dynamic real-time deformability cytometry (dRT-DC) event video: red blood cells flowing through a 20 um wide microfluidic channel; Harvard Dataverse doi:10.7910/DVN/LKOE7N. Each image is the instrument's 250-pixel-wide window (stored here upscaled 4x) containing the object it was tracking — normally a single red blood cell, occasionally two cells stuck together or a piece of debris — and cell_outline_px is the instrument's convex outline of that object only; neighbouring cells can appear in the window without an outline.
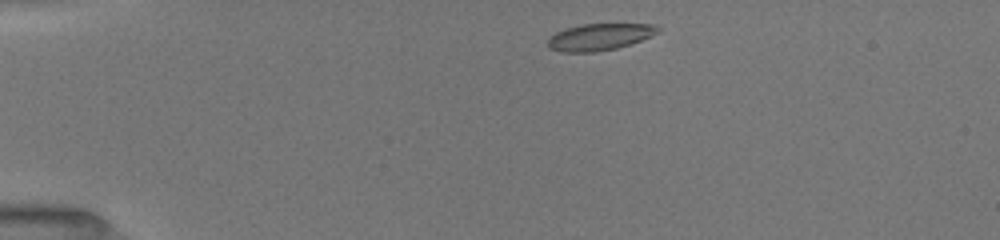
{"species": "common noctule bat (a hibernating species)", "species_latin": "Nyctalus noctula", "temperature_condition": "room temperature", "stored_images_in_passage": 42, "camera_frame_rate_fps": 3000, "um_per_image_px": 0.085, "animal": {"sex": "female", "body_mass_g": 19.5, "forearm_length_mm": 54.1}, "frame": {"image": 1, "passage_image": 1, "time_ms": 0.0, "image_size_px": [1000, 240], "cell_outline_px": [[660, 32], [640, 40], [616, 48], [596, 52], [560, 52], [548, 48], [548, 40], [556, 32], [564, 28], [580, 24], [652, 24], [660, 28]], "centroid_in_image_um": [50.93, 3.13], "position_along_channel_um": 34.1, "area_um2": 17.11}}
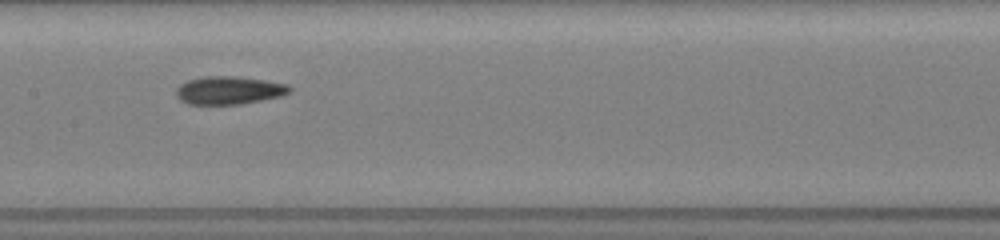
{"frame": {"image": 2, "passage_image": 17, "time_ms": 5.333, "image_size_px": [1000, 240], "cell_outline_px": [[292, 88], [284, 96], [240, 104], [188, 104], [180, 100], [176, 96], [176, 88], [180, 84], [188, 80], [204, 76], [232, 76], [264, 80], [288, 84]], "centroid_in_image_um": [19.46, 7.68], "position_along_channel_um": 187.9, "area_um2": 18.55}}
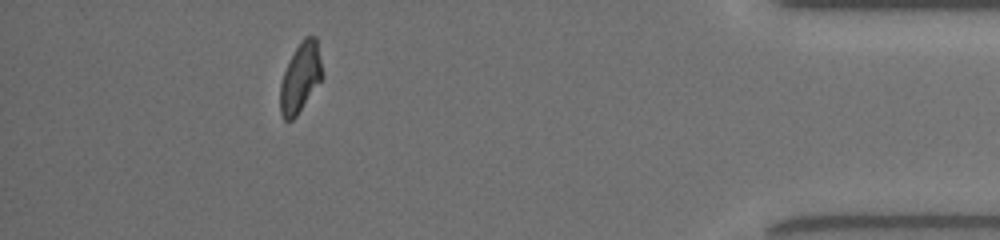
{"frame": {"image": 3, "passage_image": 37, "time_ms": 12.0, "image_size_px": [1000, 240], "cell_outline_px": [[324, 76], [296, 116], [292, 120], [284, 120], [280, 116], [280, 84], [284, 72], [300, 40], [304, 36], [316, 36]], "centroid_in_image_um": [25.54, 6.59], "position_along_channel_um": 409.7, "area_um2": 16.99}, "authors_computed_cell_mechanics": {"area_um2": 17.629, "velocity_mm_per_s": 4.0099, "shape_relaxation_time_tau1_ms": 3.275, "shape_relaxation_time_tau2_ms": 3.0712, "deformation_change_tau1": 0.134, "deformation_change_tau2": 0.0963}}